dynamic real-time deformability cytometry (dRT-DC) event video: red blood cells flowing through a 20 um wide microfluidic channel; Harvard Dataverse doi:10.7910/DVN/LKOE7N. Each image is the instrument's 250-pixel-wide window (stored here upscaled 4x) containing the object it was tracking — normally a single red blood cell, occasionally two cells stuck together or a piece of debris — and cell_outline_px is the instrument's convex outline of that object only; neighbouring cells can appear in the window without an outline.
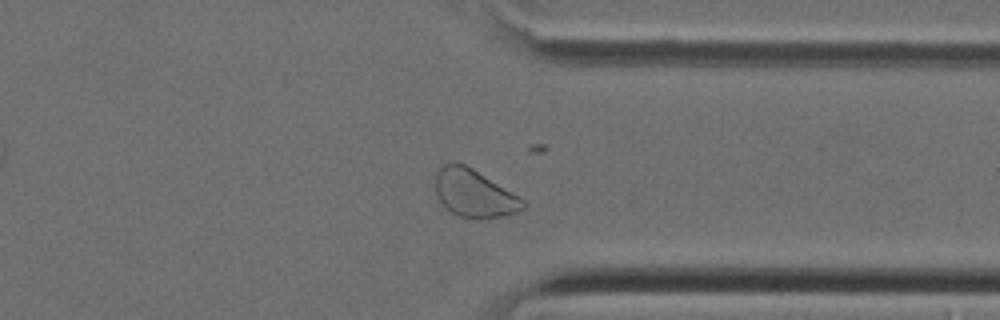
{"species": "Egyptian fruit bat (a non-hibernating species)", "species_latin": "Rousettus aegyptiacus", "temperature_condition": "cold", "stored_images_in_passage": 38, "camera_frame_rate_fps": 3000, "um_per_image_px": 0.085, "animal": {"sex": "female"}, "frame": {"image": 1, "passage_image": 27, "time_ms": 8.667, "image_size_px": [1000, 320], "cell_outline_px": [[528, 204], [524, 208], [516, 212], [500, 216], [456, 216], [444, 208], [436, 196], [436, 172], [444, 164], [464, 164], [472, 168], [520, 196]], "centroid_in_image_um": [40.3, 16.42], "position_along_channel_um": 371.1, "area_um2": 23.87}}